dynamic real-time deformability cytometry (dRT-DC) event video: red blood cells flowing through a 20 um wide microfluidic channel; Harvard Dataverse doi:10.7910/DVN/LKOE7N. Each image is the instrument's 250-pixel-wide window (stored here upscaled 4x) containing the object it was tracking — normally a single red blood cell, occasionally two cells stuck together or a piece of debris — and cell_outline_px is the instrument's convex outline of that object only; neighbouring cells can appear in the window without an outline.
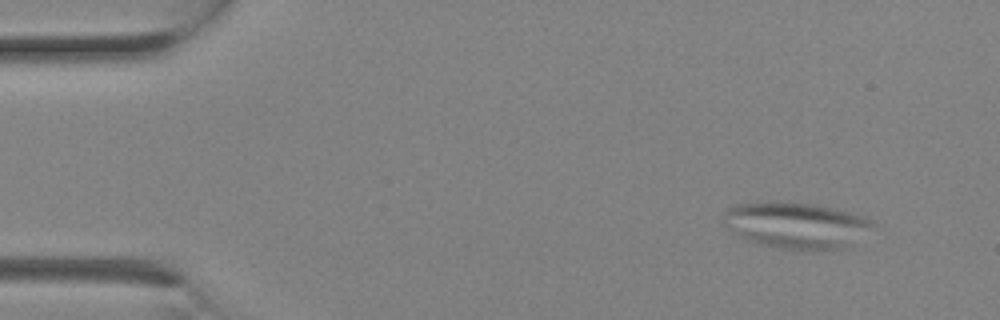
{"species": "Egyptian fruit bat (a non-hibernating species)", "species_latin": "Rousettus aegyptiacus", "temperature_condition": "room temperature", "stored_images_in_passage": 3, "segment_of_instrument_passage": [2, 2], "camera_frame_rate_fps": 3000, "um_per_image_px": 0.085, "animal": {"sex": "female"}, "frame": {"image": 1, "passage_image": 3, "time_ms": 0.667, "image_size_px": [1000, 320], "cell_outline_px": [[876, 224], [844, 248], [776, 248], [748, 240], [740, 236], [728, 228], [724, 224], [724, 212], [732, 204], [756, 200], [812, 204], [836, 208], [864, 216], [872, 220]], "centroid_in_image_um": [67.61, 19.09], "position_along_channel_um": 17.4, "area_um2": 39.77}}